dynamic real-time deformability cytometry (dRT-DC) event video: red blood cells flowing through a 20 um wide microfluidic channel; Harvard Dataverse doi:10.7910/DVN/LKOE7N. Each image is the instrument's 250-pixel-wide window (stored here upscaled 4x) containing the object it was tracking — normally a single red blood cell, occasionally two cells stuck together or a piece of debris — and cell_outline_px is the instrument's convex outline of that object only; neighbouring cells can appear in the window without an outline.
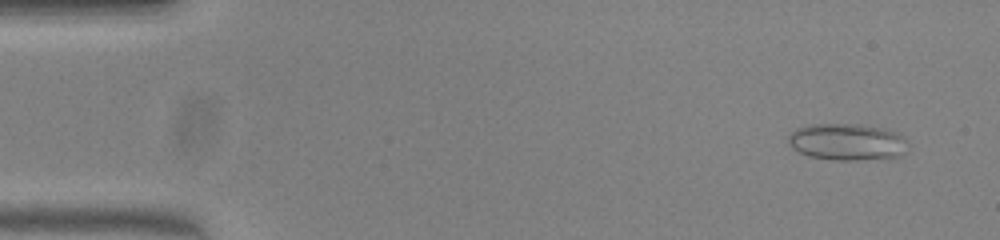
{"species": "common noctule bat (a hibernating species)", "species_latin": "Nyctalus noctula", "temperature_condition": "warm", "stored_images_in_passage": 50, "camera_frame_rate_fps": 3000, "um_per_image_px": 0.085, "animal": {"sex": "female", "body_mass_g": 23.0, "forearm_length_mm": 53.4}, "frame": {"image": 1, "passage_image": 3, "time_ms": 0.667, "image_size_px": [1000, 240], "cell_outline_px": [[908, 144], [900, 156], [856, 160], [836, 160], [808, 156], [792, 148], [788, 144], [788, 136], [796, 128], [812, 124], [860, 124], [884, 128], [896, 132], [904, 136]], "centroid_in_image_um": [71.99, 12.05], "position_along_channel_um": 13.0, "area_um2": 25.66}}
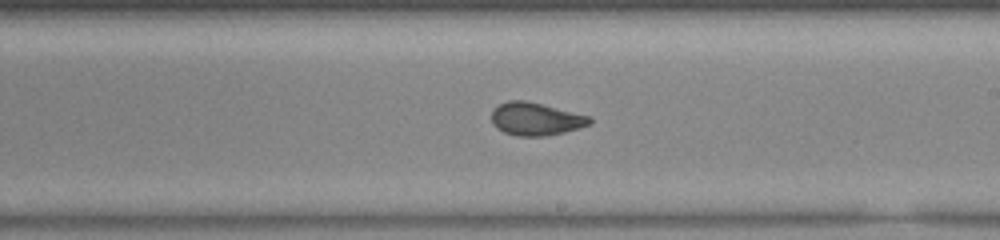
{"frame": {"image": 2, "passage_image": 29, "time_ms": 9.333, "image_size_px": [1000, 240], "cell_outline_px": [[592, 124], [580, 128], [564, 132], [544, 136], [516, 136], [504, 132], [496, 128], [492, 124], [492, 108], [508, 100], [524, 100], [592, 116]], "centroid_in_image_um": [45.55, 10.11], "position_along_channel_um": 243.5, "area_um2": 18.96}}
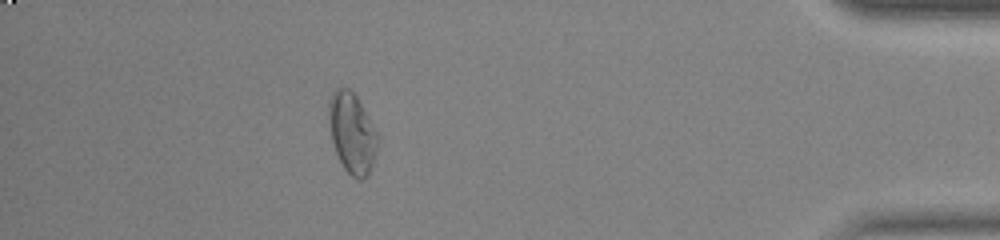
{"frame": {"image": 3, "passage_image": 45, "time_ms": 14.667, "image_size_px": [1000, 240], "cell_outline_px": [[380, 140], [368, 176], [360, 180], [352, 176], [344, 168], [336, 152], [332, 140], [328, 120], [328, 100], [332, 92], [336, 88], [348, 88], [356, 96], [380, 136]], "centroid_in_image_um": [29.93, 11.3], "position_along_channel_um": 405.3, "area_um2": 23.0}, "authors_computed_cell_mechanics": {"area_um2": 20.1722, "velocity_mm_per_s": 3.9931, "shape_relaxation_time_tau1_ms": null, "shape_relaxation_time_tau2_ms": 0.9511, "deformation_change_tau1": null, "deformation_change_tau2": 0.0404}}